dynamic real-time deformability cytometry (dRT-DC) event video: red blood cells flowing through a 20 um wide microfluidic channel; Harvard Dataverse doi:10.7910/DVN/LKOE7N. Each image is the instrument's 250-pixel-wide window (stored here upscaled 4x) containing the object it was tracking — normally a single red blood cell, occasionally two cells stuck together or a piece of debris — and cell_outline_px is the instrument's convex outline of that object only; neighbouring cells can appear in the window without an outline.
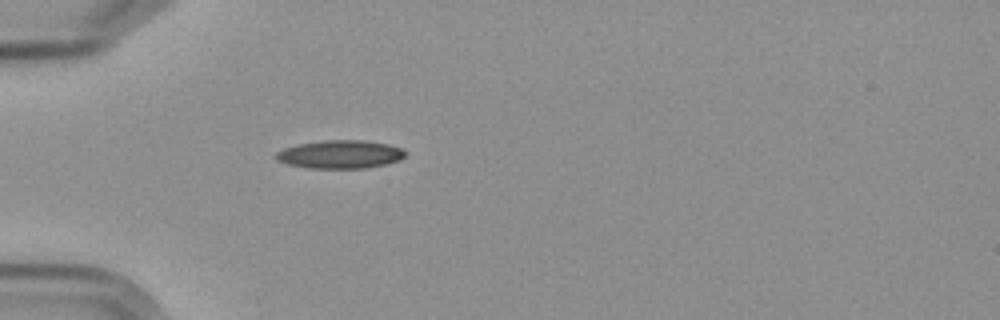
{"species": "Egyptian fruit bat (a non-hibernating species)", "species_latin": "Rousettus aegyptiacus", "temperature_condition": "cold", "stored_images_in_passage": 1, "camera_frame_rate_fps": 3000, "um_per_image_px": 0.085, "frame": {"image": 1, "passage_image": 1, "time_ms": 0.0, "image_size_px": [1000, 320], "cell_outline_px": [[408, 152], [400, 160], [384, 164], [364, 168], [308, 168], [288, 164], [276, 160], [276, 152], [284, 148], [300, 144], [328, 140], [364, 140], [388, 144], [400, 148]], "centroid_in_image_um": [28.93, 13.12], "position_along_channel_um": 56.1, "area_um2": 21.1}}